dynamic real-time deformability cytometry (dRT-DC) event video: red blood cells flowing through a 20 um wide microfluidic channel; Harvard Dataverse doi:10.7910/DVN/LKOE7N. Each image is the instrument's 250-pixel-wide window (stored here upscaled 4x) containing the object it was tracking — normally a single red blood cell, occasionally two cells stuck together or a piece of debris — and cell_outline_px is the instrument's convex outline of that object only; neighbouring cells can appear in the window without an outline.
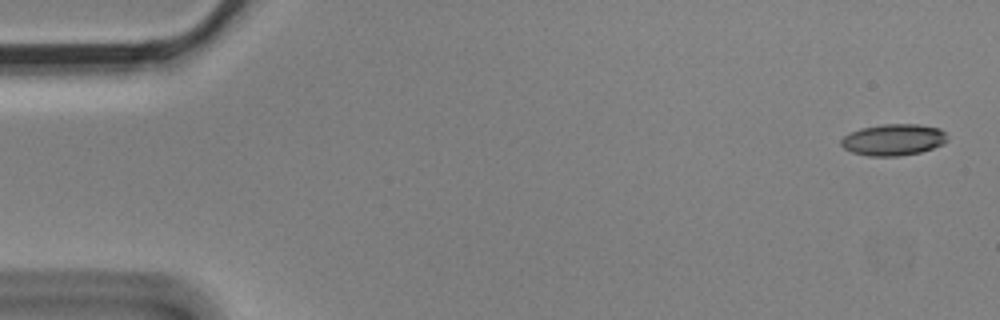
{"species": "Egyptian fruit bat (a non-hibernating species)", "species_latin": "Rousettus aegyptiacus", "temperature_condition": "cold", "stored_images_in_passage": 5, "camera_frame_rate_fps": 3000, "um_per_image_px": 0.085, "animal": {"sex": "male"}, "frame": {"image": 1, "passage_image": 1, "time_ms": 0.0, "image_size_px": [1000, 320], "cell_outline_px": [[948, 140], [944, 144], [920, 152], [896, 156], [868, 156], [852, 152], [844, 148], [840, 144], [840, 140], [844, 136], [860, 128], [880, 124], [916, 124], [940, 128], [948, 136]], "centroid_in_image_um": [75.94, 11.87], "position_along_channel_um": 9.1, "area_um2": 19.54}}
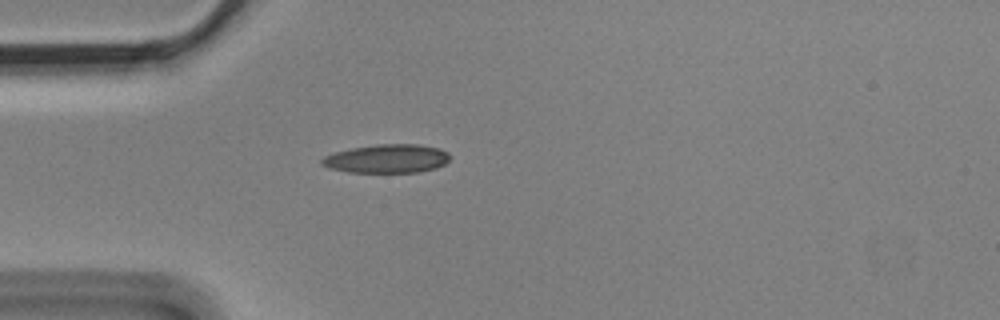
{"frame": {"image": 2, "passage_image": 5, "time_ms": 1.333, "image_size_px": [1000, 320], "cell_outline_px": [[452, 156], [444, 164], [436, 168], [420, 172], [348, 172], [328, 168], [320, 164], [320, 160], [324, 156], [336, 152], [352, 148], [376, 144], [420, 144], [440, 148], [448, 152]], "centroid_in_image_um": [32.91, 13.48], "position_along_channel_um": 52.1, "area_um2": 21.56}}